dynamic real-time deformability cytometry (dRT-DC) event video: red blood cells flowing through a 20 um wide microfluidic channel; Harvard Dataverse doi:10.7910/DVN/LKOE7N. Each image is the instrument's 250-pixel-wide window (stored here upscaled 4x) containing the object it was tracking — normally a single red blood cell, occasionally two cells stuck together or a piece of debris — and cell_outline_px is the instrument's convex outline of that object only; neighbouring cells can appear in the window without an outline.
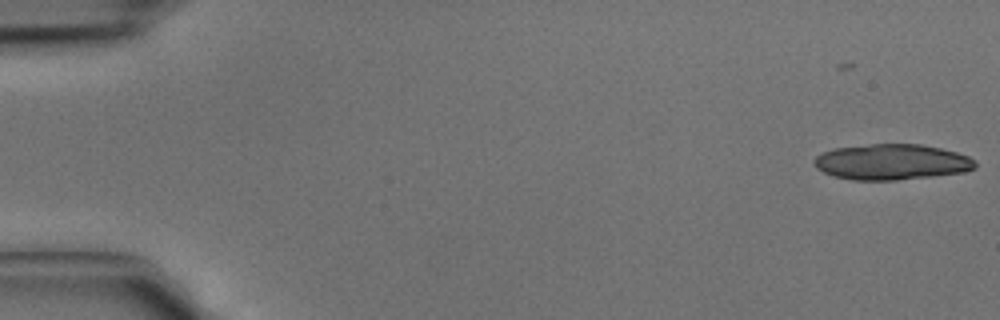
{"species": "common noctule bat (a hibernating species)", "species_latin": "Nyctalus noctula", "temperature_condition": "cold", "stored_images_in_passage": 16, "camera_frame_rate_fps": 3000, "um_per_image_px": 0.085, "animal": {"sex": "male", "body_mass_g": 15.6}, "frame": {"image": 1, "passage_image": 1, "time_ms": 0.0, "image_size_px": [1000, 320], "cell_outline_px": [[976, 168], [964, 172], [896, 180], [852, 180], [836, 176], [824, 172], [816, 168], [816, 156], [824, 152], [836, 148], [872, 144], [920, 144], [940, 148], [956, 152], [968, 156], [976, 160]], "centroid_in_image_um": [75.84, 13.77], "position_along_channel_um": 9.2, "area_um2": 33.18}}